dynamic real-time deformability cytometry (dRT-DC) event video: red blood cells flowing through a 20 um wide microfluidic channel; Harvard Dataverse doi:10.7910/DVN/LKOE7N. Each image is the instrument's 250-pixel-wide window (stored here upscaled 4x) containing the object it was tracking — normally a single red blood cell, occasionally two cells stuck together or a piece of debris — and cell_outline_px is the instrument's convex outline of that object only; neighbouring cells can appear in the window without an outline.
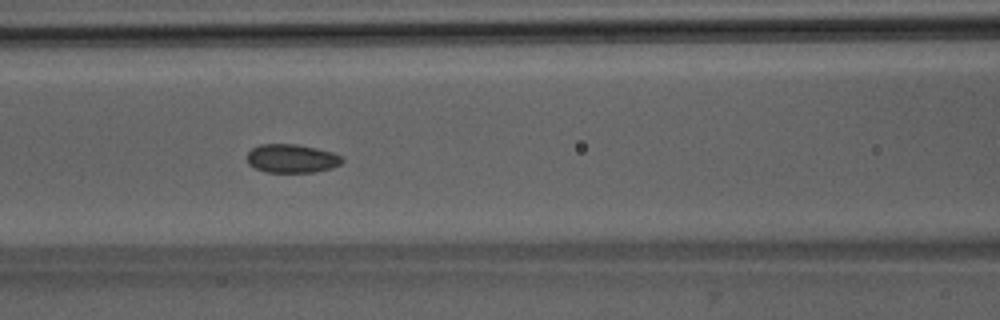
{"species": "Egyptian fruit bat (a non-hibernating species)", "species_latin": "Rousettus aegyptiacus", "temperature_condition": "room temperature", "stored_images_in_passage": 29, "camera_frame_rate_fps": 3000, "um_per_image_px": 0.085, "animal": {"sex": "male"}, "frame": {"image": 1, "passage_image": 8, "time_ms": 2.333, "image_size_px": [1000, 320], "cell_outline_px": [[344, 160], [340, 164], [332, 168], [312, 172], [268, 172], [256, 168], [248, 164], [248, 152], [252, 148], [260, 144], [296, 144], [316, 148], [332, 152], [340, 156]], "centroid_in_image_um": [24.8, 13.47], "position_along_channel_um": 141.8, "area_um2": 15.72}}
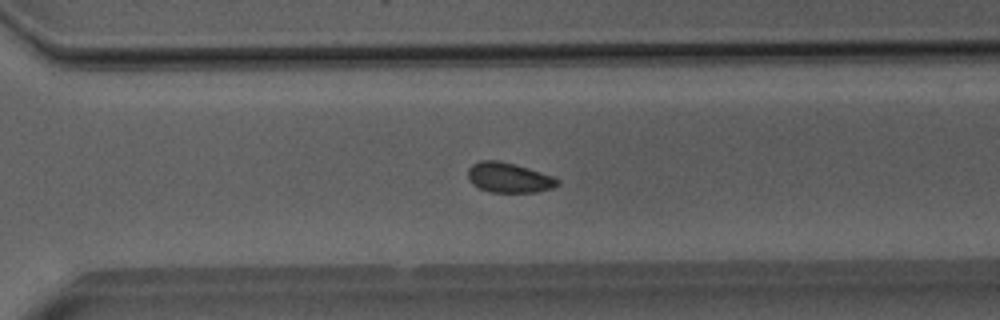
{"frame": {"image": 2, "passage_image": 22, "time_ms": 7.0, "image_size_px": [1000, 320], "cell_outline_px": [[560, 184], [552, 188], [536, 192], [488, 192], [472, 184], [468, 180], [468, 168], [472, 164], [480, 160], [496, 160], [528, 168], [552, 176], [560, 180]], "centroid_in_image_um": [43.23, 15.11], "position_along_channel_um": 327.4, "area_um2": 15.61}}
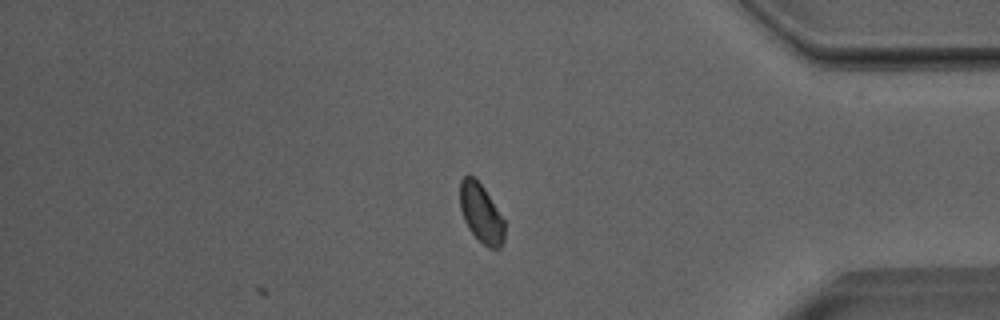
{"frame": {"image": 3, "passage_image": 29, "time_ms": 9.333, "image_size_px": [1000, 320], "cell_outline_px": [[504, 240], [500, 248], [488, 248], [468, 228], [464, 220], [460, 208], [460, 180], [468, 172], [484, 188], [504, 220]], "centroid_in_image_um": [40.88, 18.11], "position_along_channel_um": 394.3, "area_um2": 15.14}, "authors_computed_cell_mechanics": {"area_um2": 15.7794, "velocity_mm_per_s": 3.9819, "shape_relaxation_time_tau1_ms": 5.7981, "shape_relaxation_time_tau2_ms": 1.6571, "deformation_change_tau1": 0.0488, "deformation_change_tau2": 0.0498}}